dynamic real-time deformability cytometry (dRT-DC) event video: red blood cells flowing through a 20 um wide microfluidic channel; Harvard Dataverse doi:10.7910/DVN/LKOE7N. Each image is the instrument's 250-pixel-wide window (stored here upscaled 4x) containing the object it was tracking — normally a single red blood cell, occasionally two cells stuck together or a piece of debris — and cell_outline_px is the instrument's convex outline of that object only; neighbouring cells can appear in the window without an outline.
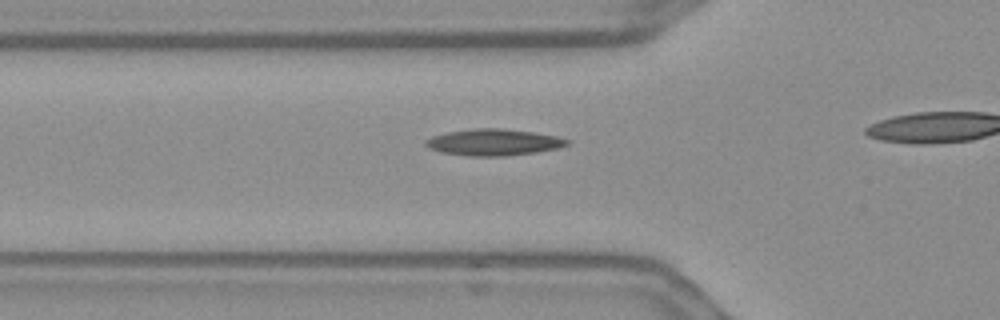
{"species": "Egyptian fruit bat (a non-hibernating species)", "species_latin": "Rousettus aegyptiacus", "temperature_condition": "warm", "stored_images_in_passage": 26, "camera_frame_rate_fps": 3000, "um_per_image_px": 0.085, "frame": {"image": 1, "passage_image": 14, "time_ms": 4.333, "image_size_px": [1000, 320], "cell_outline_px": [[572, 140], [568, 144], [556, 148], [536, 152], [504, 156], [468, 156], [440, 152], [428, 148], [424, 144], [424, 140], [432, 136], [448, 132], [472, 128], [500, 128], [532, 132], [556, 136]], "centroid_in_image_um": [41.91, 12.09], "position_along_channel_um": 83.9, "area_um2": 21.85}}
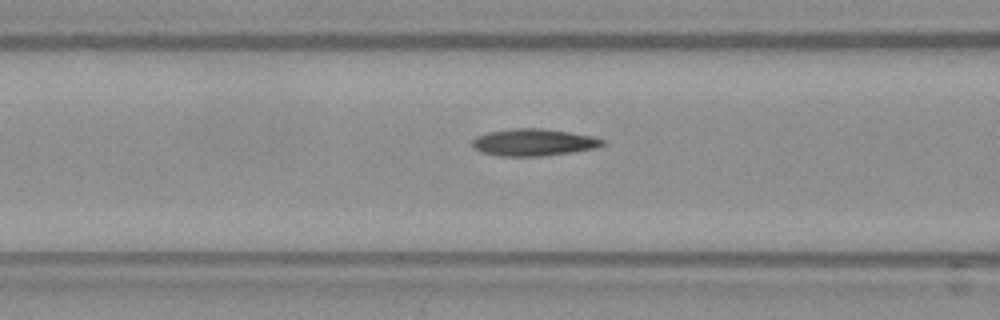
{"frame": {"image": 2, "passage_image": 17, "time_ms": 5.333, "image_size_px": [1000, 320], "cell_outline_px": [[604, 144], [596, 148], [572, 152], [540, 156], [500, 156], [480, 152], [472, 148], [472, 140], [476, 136], [488, 132], [508, 128], [544, 128], [592, 136], [604, 140]], "centroid_in_image_um": [45.3, 12.09], "position_along_channel_um": 121.3, "area_um2": 20.63}}
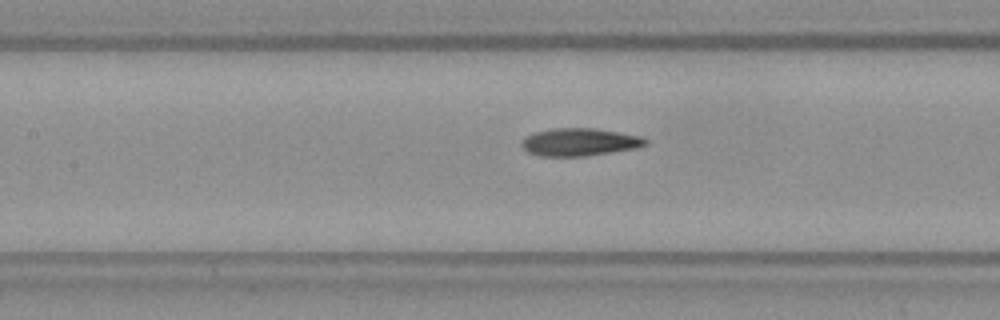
{"frame": {"image": 3, "passage_image": 20, "time_ms": 6.333, "image_size_px": [1000, 320], "cell_outline_px": [[648, 144], [636, 148], [584, 156], [540, 156], [528, 152], [520, 144], [520, 140], [524, 136], [536, 132], [552, 128], [592, 128], [620, 132], [640, 136], [648, 140]], "centroid_in_image_um": [49.23, 12.07], "position_along_channel_um": 158.2, "area_um2": 20.0}}